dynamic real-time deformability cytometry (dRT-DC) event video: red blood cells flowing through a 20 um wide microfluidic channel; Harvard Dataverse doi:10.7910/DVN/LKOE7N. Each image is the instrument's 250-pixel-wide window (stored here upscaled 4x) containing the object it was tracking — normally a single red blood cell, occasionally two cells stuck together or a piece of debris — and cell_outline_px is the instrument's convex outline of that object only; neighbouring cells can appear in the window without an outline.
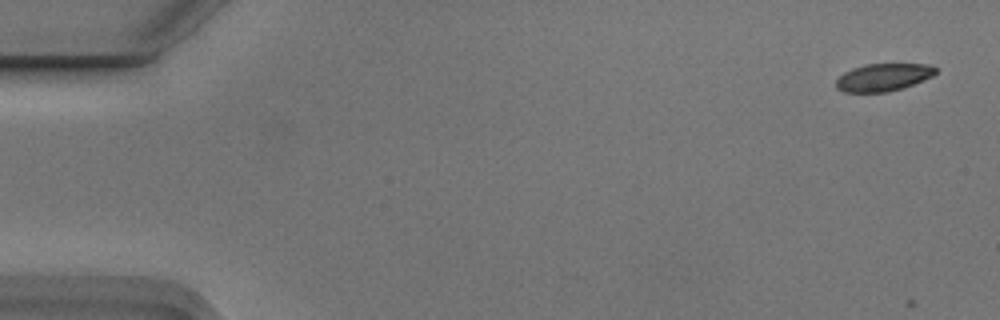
{"species": "Egyptian fruit bat (a non-hibernating species)", "species_latin": "Rousettus aegyptiacus", "temperature_condition": "cold", "stored_images_in_passage": 5, "camera_frame_rate_fps": 3000, "um_per_image_px": 0.085, "animal": {"sex": "male"}, "frame": {"image": 1, "passage_image": 1, "time_ms": 0.0, "image_size_px": [1000, 320], "cell_outline_px": [[936, 72], [932, 76], [904, 88], [888, 92], [844, 92], [836, 88], [836, 80], [844, 72], [852, 68], [864, 64], [932, 64], [936, 68]], "centroid_in_image_um": [75.07, 6.57], "position_along_channel_um": 9.9, "area_um2": 16.07}}